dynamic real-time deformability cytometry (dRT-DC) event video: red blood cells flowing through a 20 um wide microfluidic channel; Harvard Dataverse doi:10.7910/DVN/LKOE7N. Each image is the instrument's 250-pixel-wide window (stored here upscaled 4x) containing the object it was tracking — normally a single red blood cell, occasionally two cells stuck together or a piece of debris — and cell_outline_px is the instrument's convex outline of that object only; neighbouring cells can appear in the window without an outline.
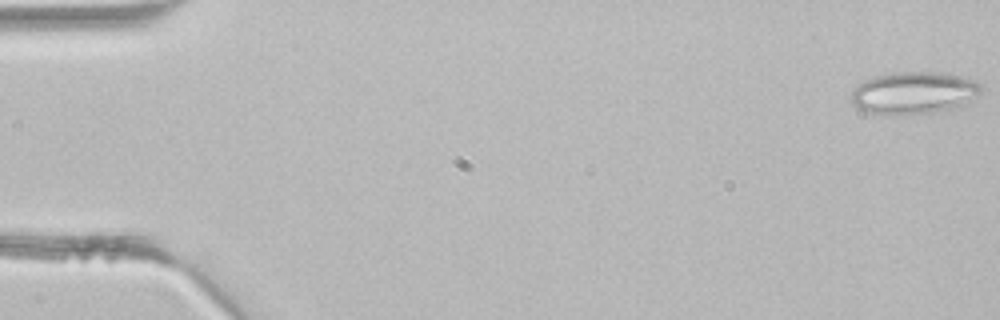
{"species": "common noctule bat (a hibernating species)", "species_latin": "Nyctalus noctula", "temperature_condition": "room temperature", "stored_images_in_passage": 9, "camera_frame_rate_fps": 3000, "um_per_image_px": 0.085, "animal": {"sex": "male", "body_mass_g": 21.5, "forearm_length_mm": 52.0}, "frame": {"image": 1, "passage_image": 1, "time_ms": 0.0, "image_size_px": [1000, 320], "cell_outline_px": [[984, 88], [964, 108], [936, 112], [900, 116], [888, 116], [864, 112], [856, 108], [852, 104], [848, 96], [852, 88], [864, 80], [876, 76], [892, 72], [948, 72], [984, 84]], "centroid_in_image_um": [77.67, 7.93], "position_along_channel_um": 7.3, "area_um2": 33.52}}